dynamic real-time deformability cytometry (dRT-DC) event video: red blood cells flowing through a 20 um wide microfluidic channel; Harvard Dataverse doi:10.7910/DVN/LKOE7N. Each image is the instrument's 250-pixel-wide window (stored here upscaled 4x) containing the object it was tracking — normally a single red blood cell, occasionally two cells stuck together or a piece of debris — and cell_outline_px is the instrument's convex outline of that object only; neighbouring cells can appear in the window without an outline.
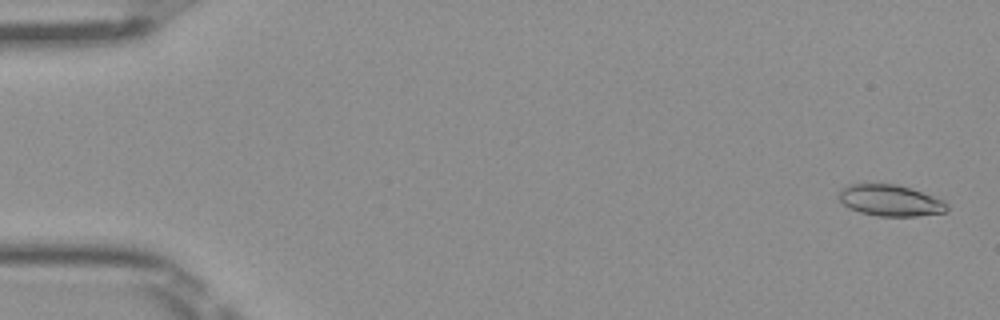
{"species": "Egyptian fruit bat (a non-hibernating species)", "species_latin": "Rousettus aegyptiacus", "temperature_condition": "room temperature", "stored_images_in_passage": 51, "camera_frame_rate_fps": 3000, "um_per_image_px": 0.085, "frame": {"image": 1, "passage_image": 2, "time_ms": 0.333, "image_size_px": [1000, 320], "cell_outline_px": [[948, 212], [916, 216], [880, 216], [860, 212], [848, 208], [836, 196], [848, 184], [896, 184], [912, 188], [944, 200], [948, 204]], "centroid_in_image_um": [75.7, 17.04], "position_along_channel_um": 9.3, "area_um2": 19.83}}
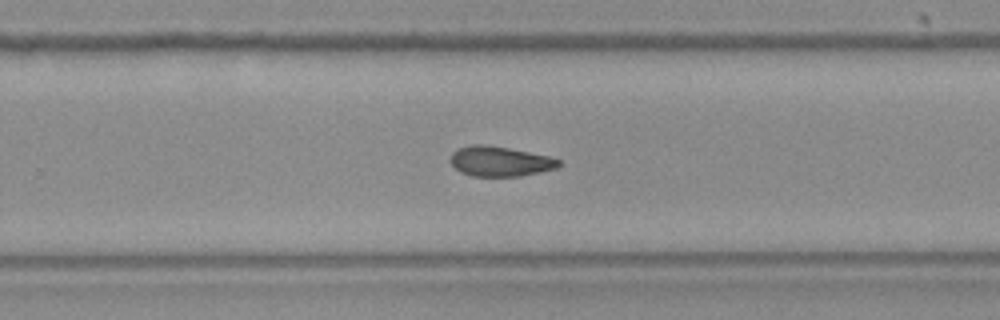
{"frame": {"image": 2, "passage_image": 33, "time_ms": 10.667, "image_size_px": [1000, 320], "cell_outline_px": [[560, 164], [556, 168], [540, 172], [520, 176], [472, 176], [460, 172], [448, 160], [452, 152], [456, 148], [472, 144], [484, 144], [508, 148], [548, 156], [560, 160]], "centroid_in_image_um": [42.44, 13.71], "position_along_channel_um": 287.4, "area_um2": 18.96}}
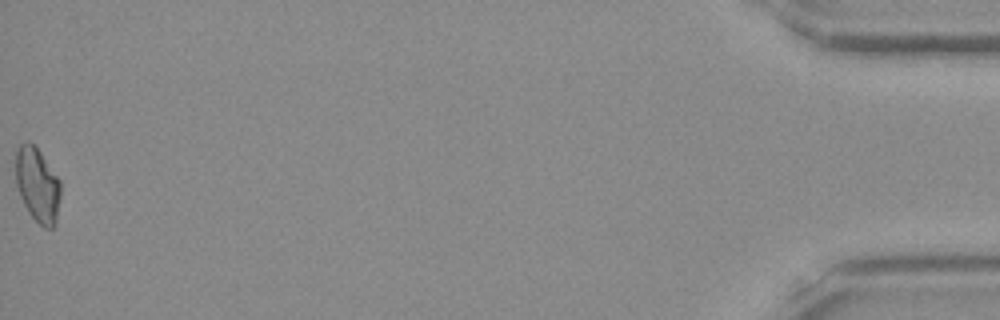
{"frame": {"image": 3, "passage_image": 51, "time_ms": 16.667, "image_size_px": [1000, 320], "cell_outline_px": [[60, 196], [56, 224], [52, 228], [44, 228], [28, 212], [20, 196], [16, 184], [16, 148], [20, 144], [28, 140], [40, 152], [60, 180]], "centroid_in_image_um": [3.18, 15.72], "position_along_channel_um": 432.0, "area_um2": 19.42}, "authors_computed_cell_mechanics": {"area_um2": 19.4208, "velocity_mm_per_s": 4.0512, "shape_relaxation_time_tau1_ms": null, "shape_relaxation_time_tau2_ms": 5.2946, "deformation_change_tau1": null, "deformation_change_tau2": 0.1186}}